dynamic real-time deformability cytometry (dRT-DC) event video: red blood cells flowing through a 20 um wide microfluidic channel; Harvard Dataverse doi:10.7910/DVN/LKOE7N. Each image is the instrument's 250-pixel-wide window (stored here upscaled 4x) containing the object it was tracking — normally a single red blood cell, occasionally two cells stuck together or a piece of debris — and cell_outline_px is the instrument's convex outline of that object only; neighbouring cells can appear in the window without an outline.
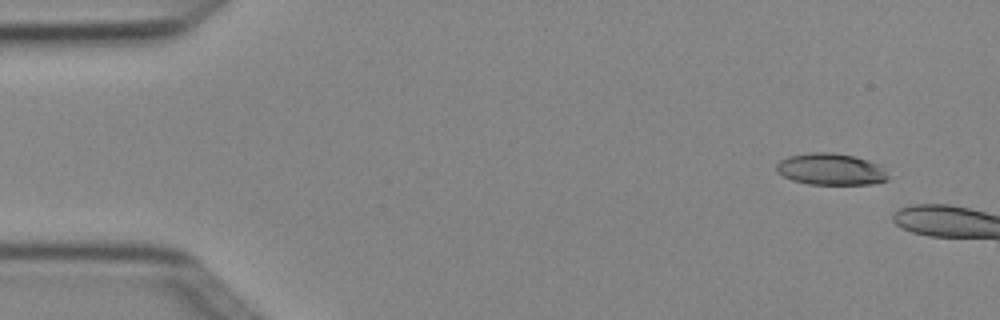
{"species": "Egyptian fruit bat (a non-hibernating species)", "species_latin": "Rousettus aegyptiacus", "temperature_condition": "cold", "stored_images_in_passage": 3, "camera_frame_rate_fps": 3000, "um_per_image_px": 0.085, "animal": {"sex": "female"}, "frame": {"image": 1, "passage_image": 1, "time_ms": 0.0, "image_size_px": [1000, 320], "cell_outline_px": [[888, 180], [872, 184], [808, 184], [792, 180], [776, 172], [776, 164], [780, 160], [788, 156], [808, 152], [832, 152], [856, 156], [868, 160], [884, 168], [888, 176]], "centroid_in_image_um": [70.6, 14.37], "position_along_channel_um": 14.4, "area_um2": 20.75}}